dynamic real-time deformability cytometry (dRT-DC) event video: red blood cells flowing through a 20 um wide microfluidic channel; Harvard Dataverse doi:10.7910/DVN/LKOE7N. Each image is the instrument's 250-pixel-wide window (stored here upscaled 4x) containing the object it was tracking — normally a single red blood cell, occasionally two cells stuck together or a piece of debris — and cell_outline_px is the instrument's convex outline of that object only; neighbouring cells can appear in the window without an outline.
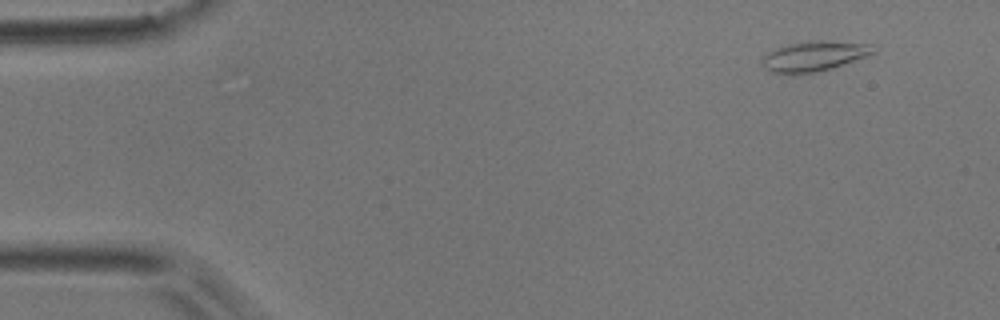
{"species": "common noctule bat (a hibernating species)", "species_latin": "Nyctalus noctula", "temperature_condition": "room temperature", "stored_images_in_passage": 12, "camera_frame_rate_fps": 3000, "um_per_image_px": 0.085, "animal": {"sex": "male", "body_mass_g": 17.9}, "frame": {"image": 1, "passage_image": 1, "time_ms": 0.0, "image_size_px": [1000, 320], "cell_outline_px": [[876, 52], [832, 68], [816, 72], [772, 72], [764, 68], [760, 60], [768, 52], [776, 48], [788, 44], [820, 40], [872, 44]], "centroid_in_image_um": [69.2, 4.75], "position_along_channel_um": 15.8, "area_um2": 18.96}}